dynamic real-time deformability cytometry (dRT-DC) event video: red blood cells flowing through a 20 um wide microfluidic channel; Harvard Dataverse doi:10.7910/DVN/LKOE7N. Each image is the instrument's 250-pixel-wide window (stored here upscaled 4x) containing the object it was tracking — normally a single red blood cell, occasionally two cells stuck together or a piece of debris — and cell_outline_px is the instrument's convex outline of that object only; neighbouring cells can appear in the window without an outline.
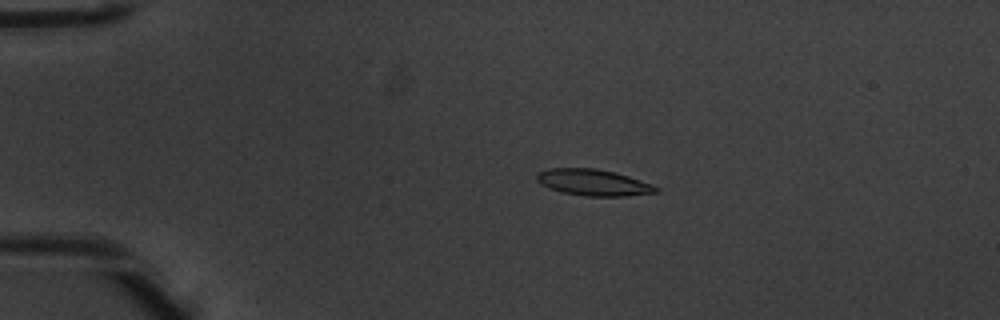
{"species": "common noctule bat (a hibernating species)", "species_latin": "Nyctalus noctula", "temperature_condition": "warm", "stored_images_in_passage": 5, "camera_frame_rate_fps": 3000, "um_per_image_px": 0.085, "animal": {"sex": "male", "body_mass_g": 20.1, "forearm_length_mm": 53.5}, "frame": {"image": 1, "passage_image": 2, "time_ms": 0.333, "image_size_px": [1000, 320], "cell_outline_px": [[660, 192], [624, 196], [584, 196], [564, 192], [548, 188], [540, 184], [536, 180], [536, 176], [540, 172], [548, 168], [596, 168], [616, 172], [652, 184], [660, 188]], "centroid_in_image_um": [50.45, 15.51], "position_along_channel_um": 34.6, "area_um2": 18.38}}
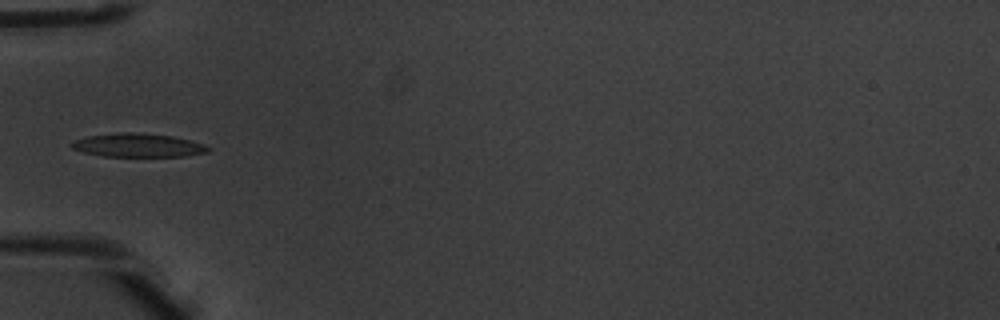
{"frame": {"image": 2, "passage_image": 4, "time_ms": 1.0, "image_size_px": [1000, 320], "cell_outline_px": [[212, 148], [208, 152], [184, 156], [104, 156], [84, 152], [72, 148], [68, 144], [76, 140], [88, 136], [120, 132], [136, 132], [172, 136], [192, 140], [204, 144]], "centroid_in_image_um": [11.76, 12.34], "position_along_channel_um": 73.2, "area_um2": 18.73}}